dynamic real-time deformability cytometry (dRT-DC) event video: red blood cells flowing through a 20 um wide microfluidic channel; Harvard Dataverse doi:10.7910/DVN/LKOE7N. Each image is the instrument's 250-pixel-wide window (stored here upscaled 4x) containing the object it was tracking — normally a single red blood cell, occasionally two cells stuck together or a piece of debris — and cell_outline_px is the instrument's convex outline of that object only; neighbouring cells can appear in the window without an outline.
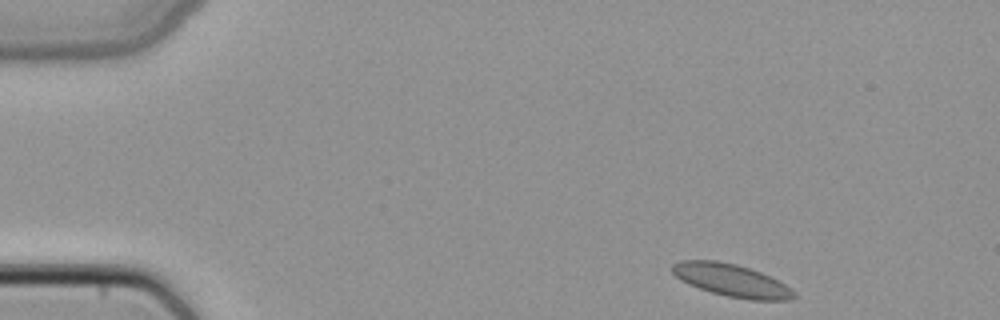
{"species": "common noctule bat (a hibernating species)", "species_latin": "Nyctalus noctula", "temperature_condition": "cold", "stored_images_in_passage": 3, "camera_frame_rate_fps": 3000, "um_per_image_px": 0.085, "animal": {"sex": "female", "body_mass_g": 22.7, "forearm_length_mm": 54.2}, "frame": {"image": 1, "passage_image": 1, "time_ms": 0.0, "image_size_px": [1000, 320], "cell_outline_px": [[796, 296], [788, 300], [752, 300], [728, 296], [712, 292], [688, 284], [680, 280], [668, 268], [672, 264], [680, 260], [716, 260], [736, 264], [760, 272], [784, 284], [796, 292]], "centroid_in_image_um": [62.13, 23.82], "position_along_channel_um": 22.9, "area_um2": 22.95}}
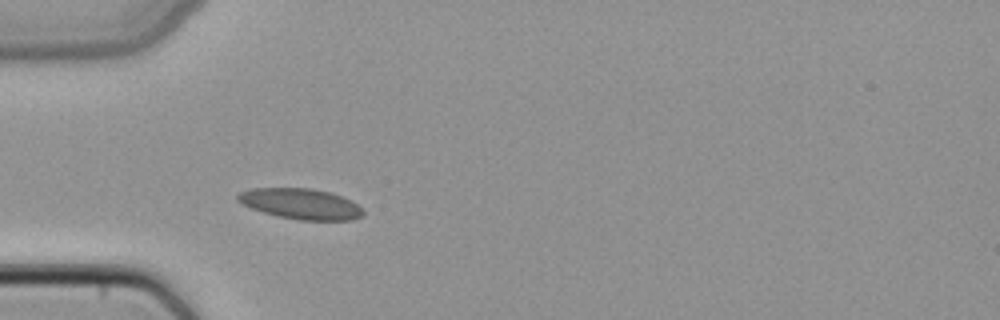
{"frame": {"image": 2, "passage_image": 3, "time_ms": 0.667, "image_size_px": [1000, 320], "cell_outline_px": [[364, 216], [352, 220], [300, 220], [280, 216], [264, 212], [252, 208], [236, 200], [236, 196], [240, 192], [252, 188], [312, 188], [332, 192], [356, 204], [364, 212]], "centroid_in_image_um": [25.57, 17.32], "position_along_channel_um": 59.4, "area_um2": 22.2}}